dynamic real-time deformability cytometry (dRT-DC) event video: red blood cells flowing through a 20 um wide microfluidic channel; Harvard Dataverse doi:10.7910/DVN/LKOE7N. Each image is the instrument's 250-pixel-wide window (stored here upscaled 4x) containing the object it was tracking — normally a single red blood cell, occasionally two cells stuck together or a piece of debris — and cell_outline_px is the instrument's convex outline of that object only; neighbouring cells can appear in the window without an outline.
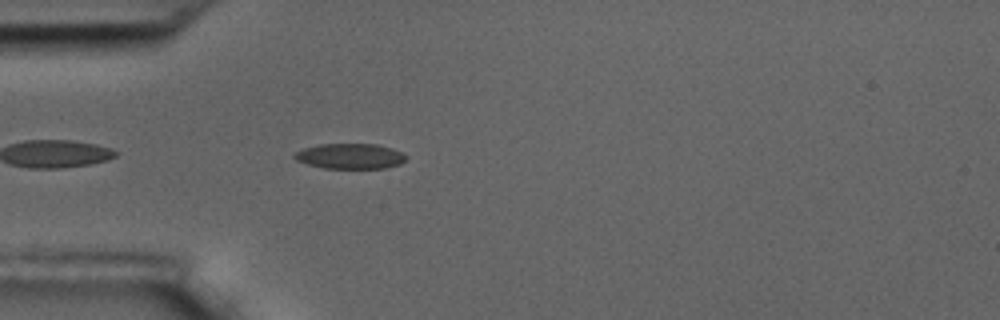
{"species": "common noctule bat (a hibernating species)", "species_latin": "Nyctalus noctula", "temperature_condition": "room temperature", "stored_images_in_passage": 5, "camera_frame_rate_fps": 3000, "um_per_image_px": 0.085, "animal": {"sex": "male", "body_mass_g": 17.5, "forearm_length_mm": 52.3}, "frame": {"image": 1, "passage_image": 5, "time_ms": 1.333, "image_size_px": [1000, 320], "cell_outline_px": [[408, 156], [400, 164], [384, 168], [324, 168], [308, 164], [296, 160], [292, 156], [296, 152], [304, 148], [320, 144], [376, 144], [392, 148], [404, 152]], "centroid_in_image_um": [29.79, 13.27], "position_along_channel_um": 55.2, "area_um2": 16.47}}